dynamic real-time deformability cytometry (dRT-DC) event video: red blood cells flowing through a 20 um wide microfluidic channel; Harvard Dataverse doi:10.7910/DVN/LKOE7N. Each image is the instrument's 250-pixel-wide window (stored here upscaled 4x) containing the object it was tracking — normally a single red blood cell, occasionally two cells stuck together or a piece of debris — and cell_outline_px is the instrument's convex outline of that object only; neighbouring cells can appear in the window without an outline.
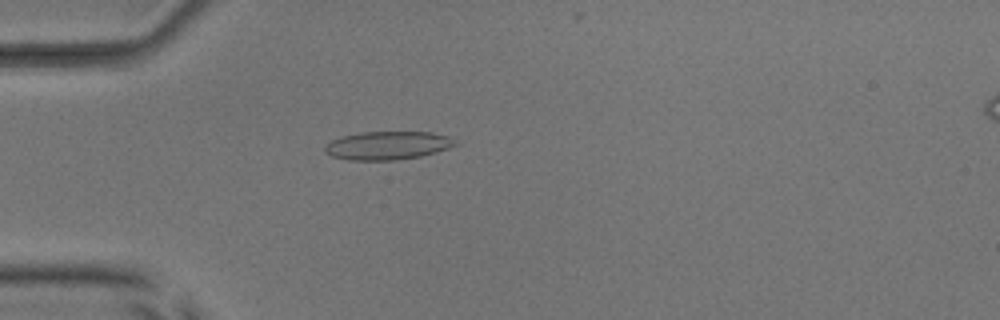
{"species": "common noctule bat (a hibernating species)", "species_latin": "Nyctalus noctula", "temperature_condition": "room temperature", "stored_images_in_passage": 44, "camera_frame_rate_fps": 3000, "um_per_image_px": 0.085, "animal": {"sex": "male", "body_mass_g": 17.9, "forearm_length_mm": 54.2}, "frame": {"image": 1, "passage_image": 5, "time_ms": 1.333, "image_size_px": [1000, 320], "cell_outline_px": [[460, 144], [436, 152], [420, 156], [396, 160], [348, 160], [332, 156], [324, 152], [324, 148], [332, 140], [340, 136], [360, 132], [432, 132], [448, 136]], "centroid_in_image_um": [32.95, 12.36], "position_along_channel_um": 52.1, "area_um2": 21.56}}
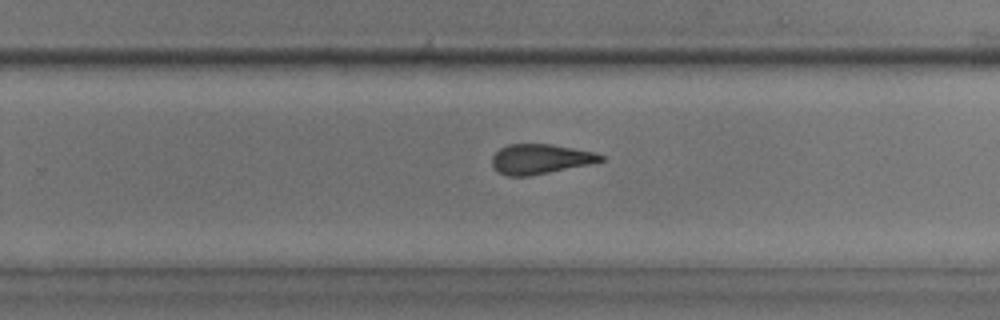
{"frame": {"image": 2, "passage_image": 24, "time_ms": 7.667, "image_size_px": [1000, 320], "cell_outline_px": [[604, 160], [588, 164], [528, 176], [508, 176], [500, 172], [492, 164], [492, 156], [500, 148], [508, 144], [552, 144], [596, 152], [604, 156]], "centroid_in_image_um": [45.93, 13.5], "position_along_channel_um": 283.9, "area_um2": 18.67}}
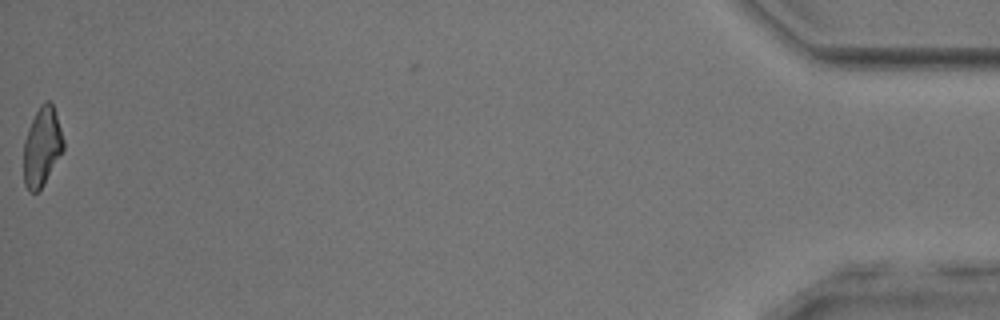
{"frame": {"image": 3, "passage_image": 43, "time_ms": 14.0, "image_size_px": [1000, 320], "cell_outline_px": [[64, 148], [44, 184], [36, 192], [28, 192], [24, 184], [24, 140], [28, 128], [40, 104], [44, 100], [48, 100], [52, 104], [64, 140]], "centroid_in_image_um": [3.55, 12.48], "position_along_channel_um": 431.6, "area_um2": 18.09}, "authors_computed_cell_mechanics": {"area_um2": 19.7098, "velocity_mm_per_s": 3.8702, "shape_relaxation_time_tau1_ms": 8.4044, "shape_relaxation_time_tau2_ms": 2.4851, "deformation_change_tau1": 0.1859, "deformation_change_tau2": 0.1113}}